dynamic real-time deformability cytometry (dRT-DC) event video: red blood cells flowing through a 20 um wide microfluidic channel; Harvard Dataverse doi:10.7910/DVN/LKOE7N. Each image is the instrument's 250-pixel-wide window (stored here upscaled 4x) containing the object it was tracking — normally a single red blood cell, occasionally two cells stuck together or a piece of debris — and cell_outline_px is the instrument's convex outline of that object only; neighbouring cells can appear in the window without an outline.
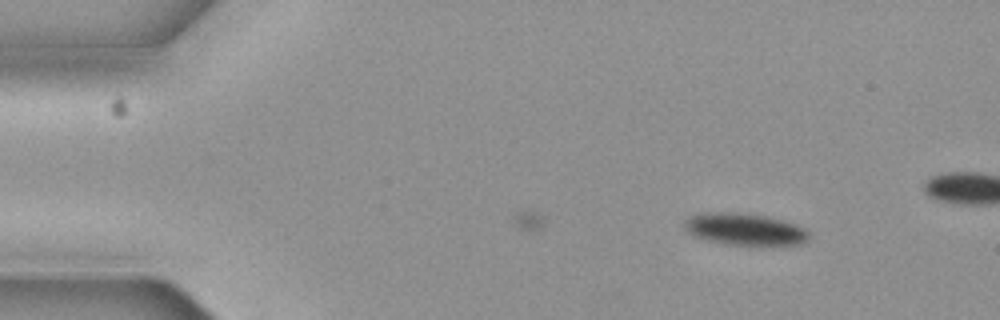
{"species": "common noctule bat (a hibernating species)", "species_latin": "Nyctalus noctula", "temperature_condition": "cold", "stored_images_in_passage": 4, "camera_frame_rate_fps": 3000, "um_per_image_px": 0.085, "animal": {"sex": "female", "body_mass_g": 19.3, "forearm_length_mm": 54.1}, "frame": {"image": 1, "passage_image": 4, "time_ms": 1.0, "image_size_px": [1000, 320], "cell_outline_px": [[808, 240], [796, 244], [728, 244], [708, 240], [696, 236], [688, 232], [684, 228], [684, 220], [692, 216], [704, 212], [740, 212], [768, 216], [784, 220], [796, 224], [804, 228], [808, 232]], "centroid_in_image_um": [63.29, 19.45], "position_along_channel_um": 21.7, "area_um2": 22.89}}